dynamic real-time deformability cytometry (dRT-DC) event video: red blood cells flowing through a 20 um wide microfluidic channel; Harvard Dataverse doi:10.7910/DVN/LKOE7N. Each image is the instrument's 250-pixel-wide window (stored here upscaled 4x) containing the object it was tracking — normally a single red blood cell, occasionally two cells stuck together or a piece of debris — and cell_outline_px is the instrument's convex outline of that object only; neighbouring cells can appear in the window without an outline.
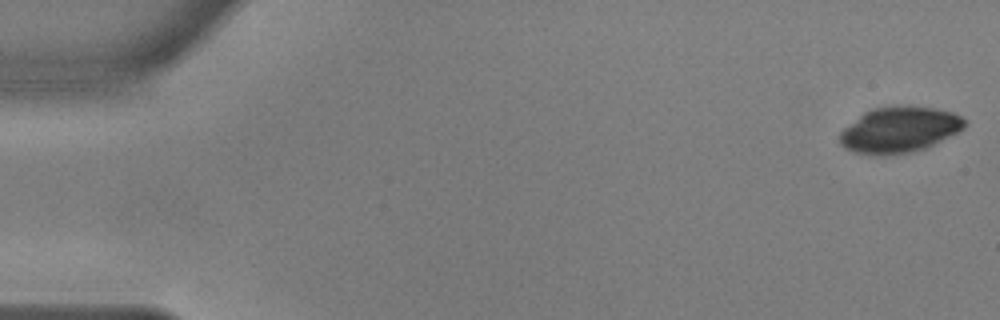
{"species": "common noctule bat (a hibernating species)", "species_latin": "Nyctalus noctula", "temperature_condition": "warm", "stored_images_in_passage": 55, "camera_frame_rate_fps": 3000, "um_per_image_px": 0.085, "animal": {"sex": "male", "body_mass_g": 17.9, "forearm_length_mm": 54.2}, "frame": {"image": 1, "passage_image": 1, "time_ms": 0.0, "image_size_px": [1000, 320], "cell_outline_px": [[968, 120], [964, 128], [924, 148], [912, 152], [884, 156], [856, 152], [840, 144], [840, 132], [844, 128], [864, 112], [872, 108], [896, 104], [912, 104], [936, 108], [952, 112]], "centroid_in_image_um": [76.46, 10.98], "position_along_channel_um": 8.5, "area_um2": 33.52}}
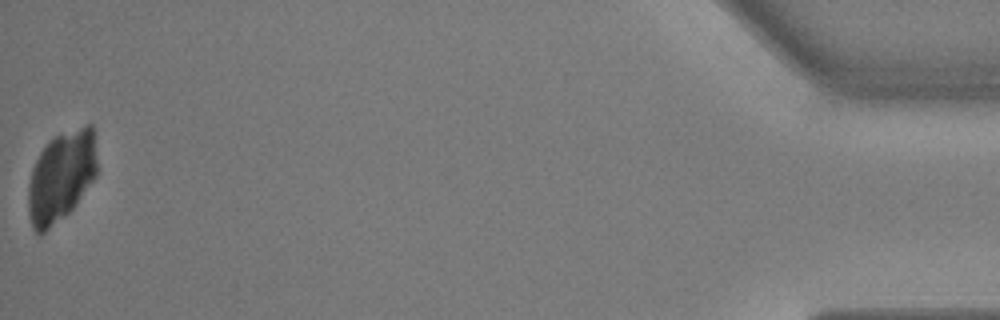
{"frame": {"image": 2, "passage_image": 55, "time_ms": 18.0, "image_size_px": [1000, 320], "cell_outline_px": [[96, 176], [76, 204], [68, 212], [40, 236], [32, 228], [28, 216], [28, 184], [32, 168], [40, 152], [56, 136], [84, 124], [92, 124], [96, 164]], "centroid_in_image_um": [5.17, 15.03], "position_along_channel_um": 430.0, "area_um2": 36.01}}